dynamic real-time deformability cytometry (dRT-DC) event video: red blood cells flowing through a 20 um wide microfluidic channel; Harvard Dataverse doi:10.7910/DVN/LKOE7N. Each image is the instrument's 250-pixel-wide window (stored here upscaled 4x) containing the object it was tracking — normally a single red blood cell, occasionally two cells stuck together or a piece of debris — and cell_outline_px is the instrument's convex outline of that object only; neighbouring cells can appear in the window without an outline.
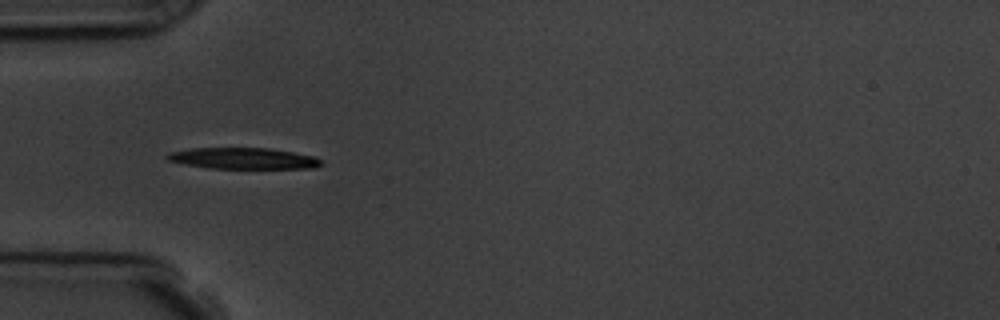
{"species": "common noctule bat (a hibernating species)", "species_latin": "Nyctalus noctula", "temperature_condition": "room temperature", "stored_images_in_passage": 7, "camera_frame_rate_fps": 3000, "um_per_image_px": 0.085, "animal": {"sex": "male", "body_mass_g": 19.5, "forearm_length_mm": 54.6}, "frame": {"image": 1, "passage_image": 6, "time_ms": 5.667, "image_size_px": [1000, 320], "cell_outline_px": [[324, 164], [316, 168], [208, 168], [184, 164], [168, 160], [164, 156], [168, 152], [192, 148], [268, 148], [292, 152], [312, 156], [324, 160]], "centroid_in_image_um": [20.68, 13.46], "position_along_channel_um": 64.3, "area_um2": 19.07}}